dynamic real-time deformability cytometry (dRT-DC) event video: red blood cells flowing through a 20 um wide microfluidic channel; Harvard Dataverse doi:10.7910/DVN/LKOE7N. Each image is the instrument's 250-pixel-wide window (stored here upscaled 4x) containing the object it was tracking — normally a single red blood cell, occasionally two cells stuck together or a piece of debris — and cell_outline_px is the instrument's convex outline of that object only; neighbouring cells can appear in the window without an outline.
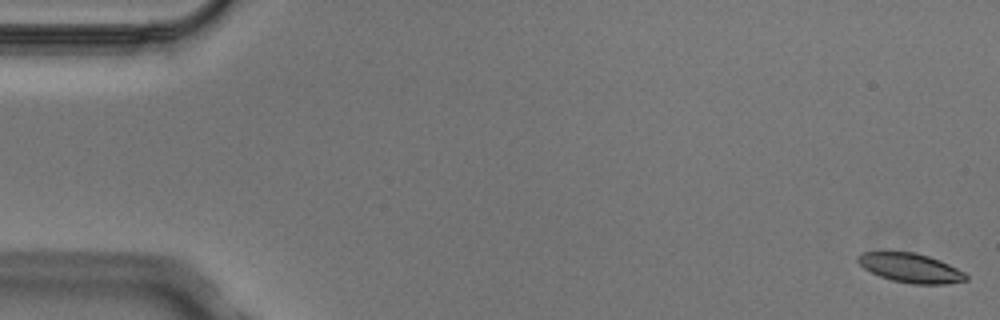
{"species": "Egyptian fruit bat (a non-hibernating species)", "species_latin": "Rousettus aegyptiacus", "temperature_condition": "cold", "stored_images_in_passage": 7, "camera_frame_rate_fps": 3000, "um_per_image_px": 0.085, "animal": {"sex": "male"}, "frame": {"image": 1, "passage_image": 1, "time_ms": 0.0, "image_size_px": [1000, 320], "cell_outline_px": [[968, 280], [944, 284], [912, 284], [892, 280], [880, 276], [864, 268], [856, 260], [856, 256], [860, 252], [884, 248], [916, 252], [940, 260], [964, 272], [968, 276]], "centroid_in_image_um": [77.3, 22.71], "position_along_channel_um": 7.7, "area_um2": 19.19}}
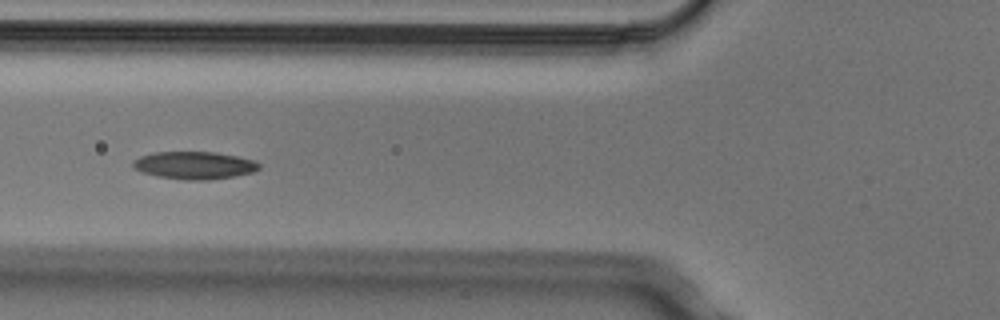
{"frame": {"image": 2, "passage_image": 6, "time_ms": 1.667, "image_size_px": [1000, 320], "cell_outline_px": [[260, 168], [252, 172], [232, 176], [208, 180], [184, 180], [156, 176], [140, 172], [132, 164], [132, 160], [140, 156], [152, 152], [216, 152], [256, 160], [260, 164]], "centroid_in_image_um": [16.5, 14.05], "position_along_channel_um": 109.3, "area_um2": 20.35}}
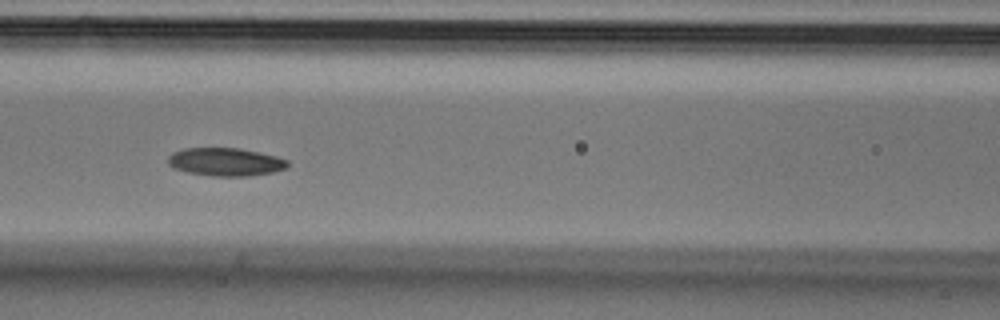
{"frame": {"image": 3, "passage_image": 7, "time_ms": 2.0, "image_size_px": [1000, 320], "cell_outline_px": [[288, 168], [272, 172], [248, 176], [212, 176], [188, 172], [172, 168], [168, 164], [168, 156], [172, 152], [184, 148], [240, 148], [276, 156], [288, 160]], "centroid_in_image_um": [19.15, 13.76], "position_along_channel_um": 147.4, "area_um2": 19.65}}